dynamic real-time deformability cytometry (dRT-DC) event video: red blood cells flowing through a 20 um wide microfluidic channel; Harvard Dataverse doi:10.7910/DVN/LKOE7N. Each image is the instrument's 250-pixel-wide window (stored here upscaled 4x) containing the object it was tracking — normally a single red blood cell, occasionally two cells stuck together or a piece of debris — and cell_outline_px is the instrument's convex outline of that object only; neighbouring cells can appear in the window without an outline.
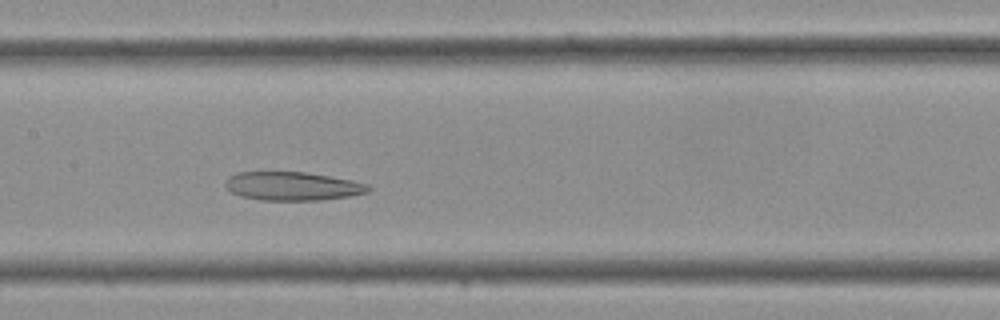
{"species": "Egyptian fruit bat (a non-hibernating species)", "species_latin": "Rousettus aegyptiacus", "temperature_condition": "cold", "stored_images_in_passage": 33, "camera_frame_rate_fps": 3000, "um_per_image_px": 0.085, "frame": {"image": 1, "passage_image": 14, "time_ms": 4.333, "image_size_px": [1000, 320], "cell_outline_px": [[372, 188], [368, 192], [348, 196], [320, 200], [260, 200], [240, 196], [232, 192], [224, 184], [228, 176], [240, 172], [304, 172], [352, 180], [368, 184]], "centroid_in_image_um": [24.86, 15.82], "position_along_channel_um": 182.5, "area_um2": 23.7}}
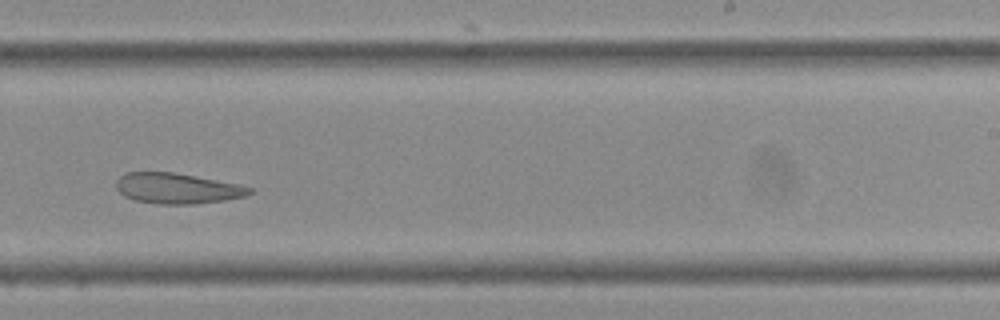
{"frame": {"image": 2, "passage_image": 19, "time_ms": 6.0, "image_size_px": [1000, 320], "cell_outline_px": [[252, 192], [248, 196], [224, 200], [192, 204], [156, 204], [136, 200], [124, 196], [116, 188], [116, 180], [124, 172], [172, 172], [240, 184], [252, 188]], "centroid_in_image_um": [15.06, 16.01], "position_along_channel_um": 273.9, "area_um2": 23.76}}
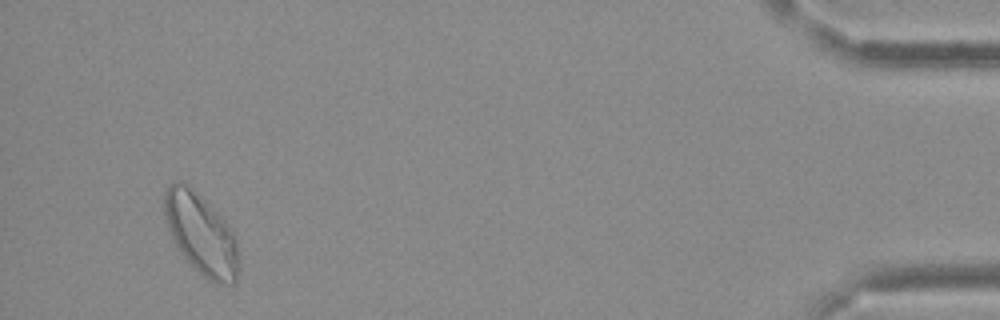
{"frame": {"image": 3, "passage_image": 31, "time_ms": 10.0, "image_size_px": [1000, 320], "cell_outline_px": [[236, 280], [232, 284], [220, 284], [208, 280], [180, 252], [168, 228], [164, 216], [164, 192], [168, 184], [176, 180], [180, 180], [192, 188], [228, 224], [236, 240]], "centroid_in_image_um": [17.04, 19.84], "position_along_channel_um": 418.2, "area_um2": 34.16}}